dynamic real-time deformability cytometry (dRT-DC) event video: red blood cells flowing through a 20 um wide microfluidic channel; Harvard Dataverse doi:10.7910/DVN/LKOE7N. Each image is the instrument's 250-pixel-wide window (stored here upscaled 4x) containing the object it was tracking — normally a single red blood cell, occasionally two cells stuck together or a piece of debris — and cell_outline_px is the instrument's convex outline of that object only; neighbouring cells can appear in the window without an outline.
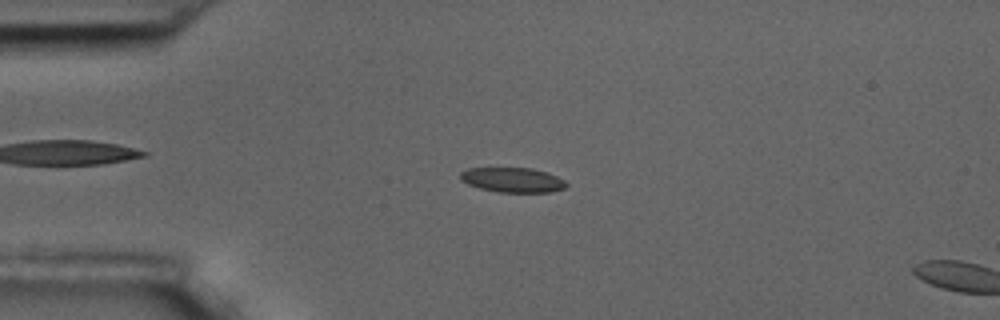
{"species": "common noctule bat (a hibernating species)", "species_latin": "Nyctalus noctula", "temperature_condition": "room temperature", "stored_images_in_passage": 57, "camera_frame_rate_fps": 3000, "um_per_image_px": 0.085, "animal": {"sex": "male", "body_mass_g": 17.5, "forearm_length_mm": 52.3}, "frame": {"image": 1, "passage_image": 14, "time_ms": 4.333, "image_size_px": [1000, 320], "cell_outline_px": [[568, 184], [564, 188], [548, 192], [500, 192], [480, 188], [468, 184], [460, 180], [460, 172], [468, 168], [532, 168], [548, 172], [564, 180]], "centroid_in_image_um": [43.56, 15.28], "position_along_channel_um": 41.4, "area_um2": 15.26}}
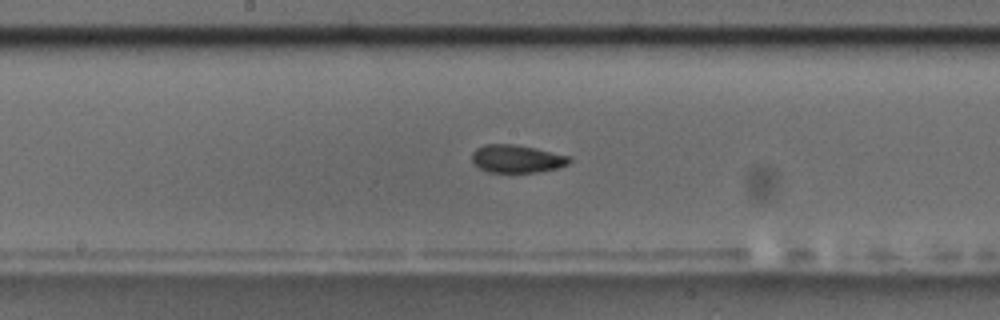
{"frame": {"image": 2, "passage_image": 30, "time_ms": 9.667, "image_size_px": [1000, 320], "cell_outline_px": [[572, 160], [568, 164], [560, 168], [536, 172], [488, 172], [480, 168], [472, 160], [472, 152], [476, 148], [484, 144], [512, 144], [536, 148], [572, 156]], "centroid_in_image_um": [43.97, 13.49], "position_along_channel_um": 204.2, "area_um2": 15.95}}
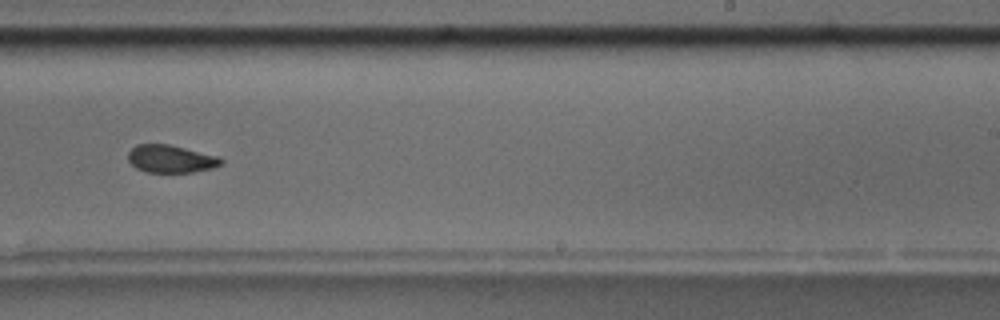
{"frame": {"image": 3, "passage_image": 36, "time_ms": 11.667, "image_size_px": [1000, 320], "cell_outline_px": [[224, 160], [220, 164], [212, 168], [192, 172], [148, 172], [136, 168], [128, 160], [128, 152], [136, 144], [168, 144], [220, 156]], "centroid_in_image_um": [14.52, 13.49], "position_along_channel_um": 274.5, "area_um2": 14.97}, "authors_computed_cell_mechanics": {"area_um2": 15.7794, "velocity_mm_per_s": 3.5171, "shape_relaxation_time_tau1_ms": 7.179, "shape_relaxation_time_tau2_ms": 2.6563, "deformation_change_tau1": 0.1518, "deformation_change_tau2": 0.0805}}